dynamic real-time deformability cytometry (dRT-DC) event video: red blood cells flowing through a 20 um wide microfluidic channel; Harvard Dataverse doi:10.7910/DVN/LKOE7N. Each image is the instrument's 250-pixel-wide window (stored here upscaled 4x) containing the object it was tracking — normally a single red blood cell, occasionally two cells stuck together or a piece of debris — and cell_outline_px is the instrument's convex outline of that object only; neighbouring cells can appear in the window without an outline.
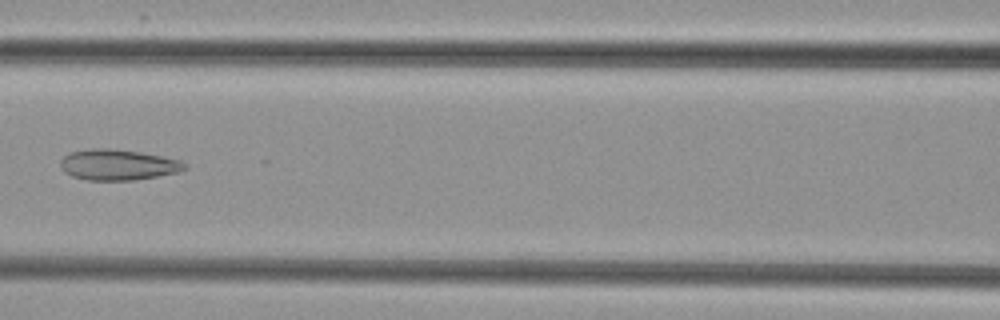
{"species": "common noctule bat (a hibernating species)", "species_latin": "Nyctalus noctula", "temperature_condition": "cold", "stored_images_in_passage": 5, "camera_frame_rate_fps": 3000, "um_per_image_px": 0.085, "animal": {"sex": "female", "body_mass_g": 29.2, "forearm_length_mm": 56.3}, "frame": {"image": 1, "passage_image": 5, "time_ms": 4.667, "image_size_px": [1000, 320], "cell_outline_px": [[188, 168], [180, 172], [132, 180], [88, 180], [72, 176], [64, 172], [60, 164], [60, 160], [68, 152], [92, 148], [108, 148], [140, 152], [180, 160]], "centroid_in_image_um": [9.99, 14.0], "position_along_channel_um": 156.6, "area_um2": 22.2}}